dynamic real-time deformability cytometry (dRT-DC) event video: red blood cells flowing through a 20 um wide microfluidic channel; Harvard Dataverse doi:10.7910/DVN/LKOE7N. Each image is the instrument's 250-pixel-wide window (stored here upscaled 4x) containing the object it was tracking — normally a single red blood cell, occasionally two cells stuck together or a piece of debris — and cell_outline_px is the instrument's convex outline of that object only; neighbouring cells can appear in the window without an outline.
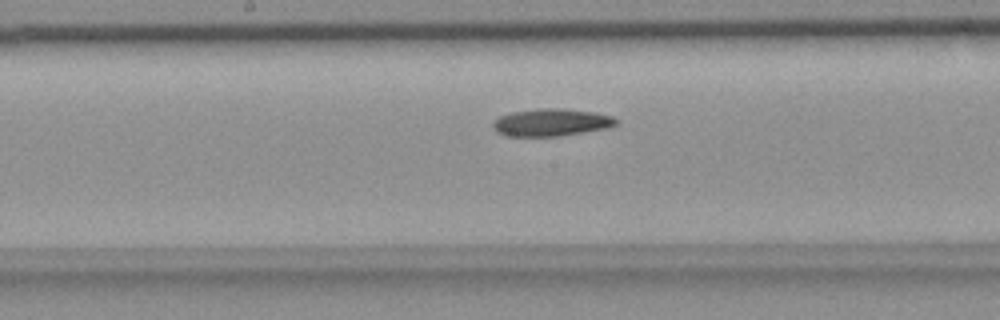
{"species": "common noctule bat (a hibernating species)", "species_latin": "Nyctalus noctula", "temperature_condition": "room temperature", "stored_images_in_passage": 40, "camera_frame_rate_fps": 3000, "um_per_image_px": 0.085, "animal": {"sex": "female", "body_mass_g": 18.4}, "frame": {"image": 1, "passage_image": 20, "time_ms": 6.333, "image_size_px": [1000, 320], "cell_outline_px": [[620, 124], [608, 128], [560, 136], [508, 136], [496, 132], [492, 128], [492, 124], [500, 116], [512, 112], [540, 108], [556, 108], [596, 112], [612, 116], [620, 120]], "centroid_in_image_um": [46.91, 10.41], "position_along_channel_um": 201.3, "area_um2": 19.83}}
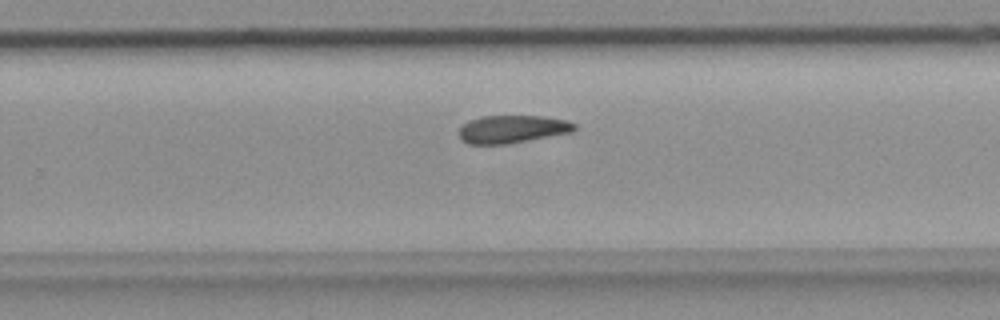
{"frame": {"image": 2, "passage_image": 27, "time_ms": 8.667, "image_size_px": [1000, 320], "cell_outline_px": [[576, 128], [572, 132], [508, 144], [468, 144], [460, 140], [460, 128], [468, 120], [480, 116], [544, 116], [568, 120], [576, 124]], "centroid_in_image_um": [43.55, 10.97], "position_along_channel_um": 286.3, "area_um2": 18.84}}
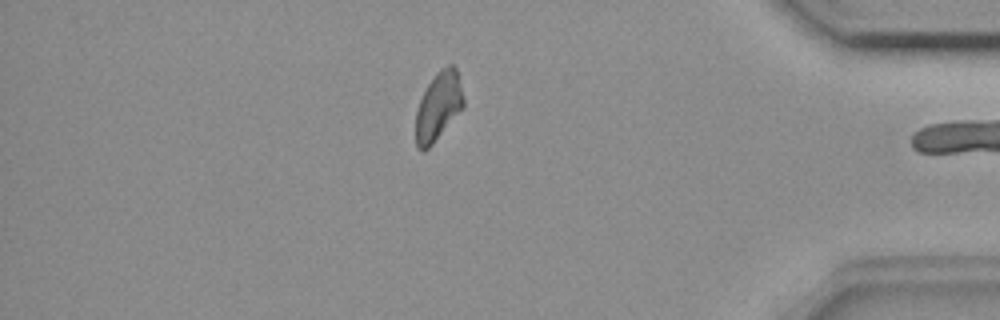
{"frame": {"image": 3, "passage_image": 39, "time_ms": 12.667, "image_size_px": [1000, 320], "cell_outline_px": [[464, 108], [432, 144], [424, 152], [420, 152], [416, 148], [416, 112], [420, 100], [428, 84], [436, 72], [440, 68], [448, 64], [452, 64], [456, 68], [464, 100]], "centroid_in_image_um": [37.26, 9.05], "position_along_channel_um": 397.9, "area_um2": 19.07}}